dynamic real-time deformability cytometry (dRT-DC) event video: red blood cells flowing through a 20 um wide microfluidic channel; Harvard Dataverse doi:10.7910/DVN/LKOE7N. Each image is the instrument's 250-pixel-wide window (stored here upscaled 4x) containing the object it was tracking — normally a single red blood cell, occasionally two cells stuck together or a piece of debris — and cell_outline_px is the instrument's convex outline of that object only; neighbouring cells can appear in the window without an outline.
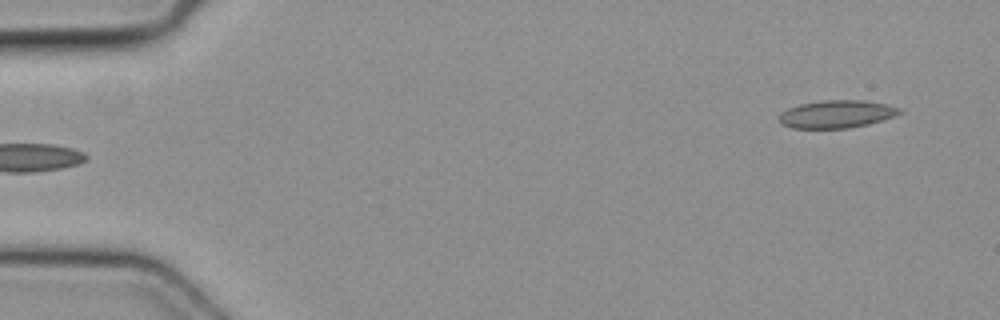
{"species": "common noctule bat (a hibernating species)", "species_latin": "Nyctalus noctula", "temperature_condition": "cold", "stored_images_in_passage": 2, "segment_of_instrument_passage": [2, 2], "camera_frame_rate_fps": 3000, "um_per_image_px": 0.085, "animal": {"sex": "female", "body_mass_g": 19.3, "forearm_length_mm": 54.1}, "frame": {"image": 1, "passage_image": 2, "time_ms": 0.333, "image_size_px": [1000, 320], "cell_outline_px": [[900, 112], [892, 116], [868, 124], [848, 128], [792, 128], [780, 124], [780, 112], [788, 108], [800, 104], [820, 100], [864, 100], [888, 104], [900, 108]], "centroid_in_image_um": [71.07, 9.69], "position_along_channel_um": 13.9, "area_um2": 19.36}}